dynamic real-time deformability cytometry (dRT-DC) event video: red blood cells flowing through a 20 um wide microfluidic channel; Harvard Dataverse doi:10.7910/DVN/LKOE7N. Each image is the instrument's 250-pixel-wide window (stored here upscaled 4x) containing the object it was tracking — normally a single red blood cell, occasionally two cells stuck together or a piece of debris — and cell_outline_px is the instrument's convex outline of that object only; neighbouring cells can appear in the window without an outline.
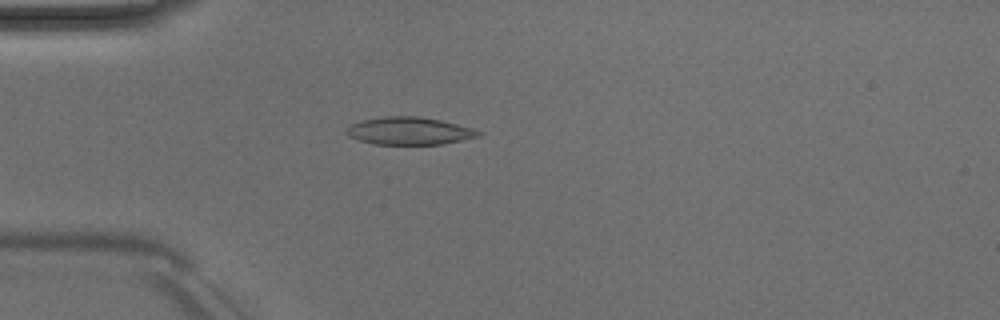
{"species": "Egyptian fruit bat (a non-hibernating species)", "species_latin": "Rousettus aegyptiacus", "temperature_condition": "room temperature", "stored_images_in_passage": 44, "camera_frame_rate_fps": 3000, "um_per_image_px": 0.085, "animal": {"sex": "male"}, "frame": {"image": 1, "passage_image": 8, "time_ms": 2.333, "image_size_px": [1000, 320], "cell_outline_px": [[484, 132], [480, 136], [440, 144], [376, 144], [360, 140], [348, 136], [344, 132], [344, 128], [352, 124], [364, 120], [384, 116], [416, 116], [440, 120], [472, 128]], "centroid_in_image_um": [34.77, 11.12], "position_along_channel_um": 50.2, "area_um2": 21.04}}
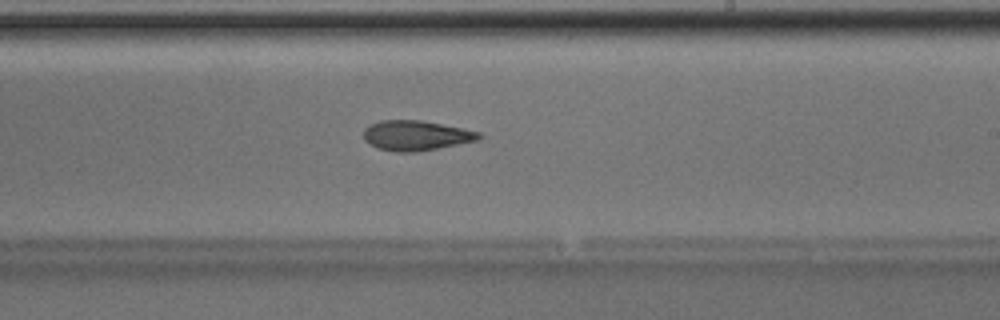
{"frame": {"image": 2, "passage_image": 24, "time_ms": 7.667, "image_size_px": [1000, 320], "cell_outline_px": [[484, 136], [480, 140], [416, 152], [396, 152], [376, 148], [368, 144], [364, 140], [364, 128], [380, 120], [420, 120], [480, 132]], "centroid_in_image_um": [35.35, 11.53], "position_along_channel_um": 253.7, "area_um2": 20.17}}
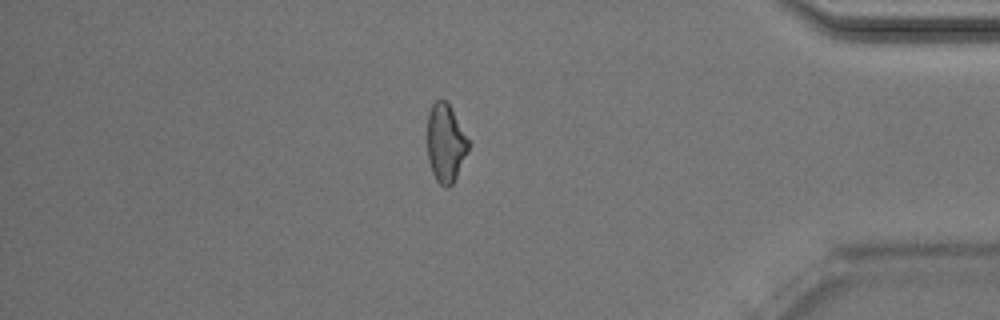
{"frame": {"image": 3, "passage_image": 37, "time_ms": 12.0, "image_size_px": [1000, 320], "cell_outline_px": [[472, 144], [452, 184], [448, 188], [444, 188], [436, 180], [432, 172], [428, 160], [428, 112], [432, 104], [436, 100], [444, 100], [448, 104]], "centroid_in_image_um": [37.89, 12.19], "position_along_channel_um": 397.3, "area_um2": 18.73}, "authors_computed_cell_mechanics": {"area_um2": 19.8832, "velocity_mm_per_s": 4.0358, "shape_relaxation_time_tau1_ms": 7.914, "shape_relaxation_time_tau2_ms": 4.8688, "deformation_change_tau1": 0.2121, "deformation_change_tau2": 0.15}}